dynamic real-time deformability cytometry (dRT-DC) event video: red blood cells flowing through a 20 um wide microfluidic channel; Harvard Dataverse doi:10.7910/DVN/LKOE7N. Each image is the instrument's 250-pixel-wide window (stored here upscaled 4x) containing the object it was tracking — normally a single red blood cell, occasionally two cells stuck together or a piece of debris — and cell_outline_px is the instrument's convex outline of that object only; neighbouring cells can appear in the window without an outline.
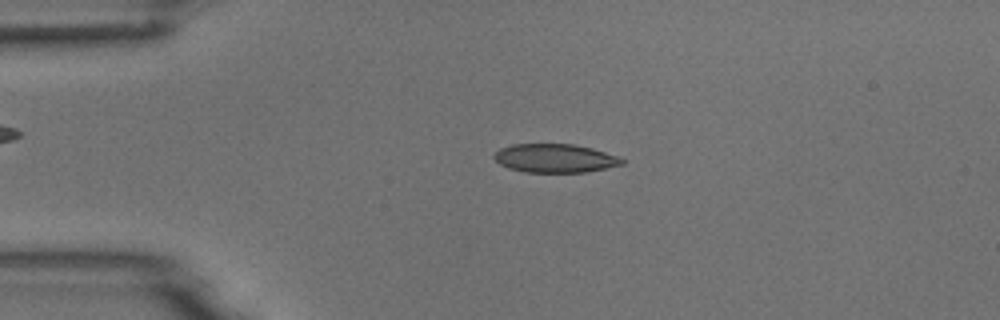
{"species": "common noctule bat (a hibernating species)", "species_latin": "Nyctalus noctula", "temperature_condition": "room temperature", "stored_images_in_passage": 53, "camera_frame_rate_fps": 3000, "um_per_image_px": 0.085, "animal": {"sex": "male", "body_mass_g": 18.8}, "frame": {"image": 1, "passage_image": 11, "time_ms": 3.333, "image_size_px": [1000, 320], "cell_outline_px": [[624, 164], [584, 172], [524, 172], [508, 168], [500, 164], [492, 156], [500, 148], [512, 144], [572, 144], [592, 148], [616, 156], [624, 160]], "centroid_in_image_um": [47.13, 13.45], "position_along_channel_um": 37.9, "area_um2": 21.15}}
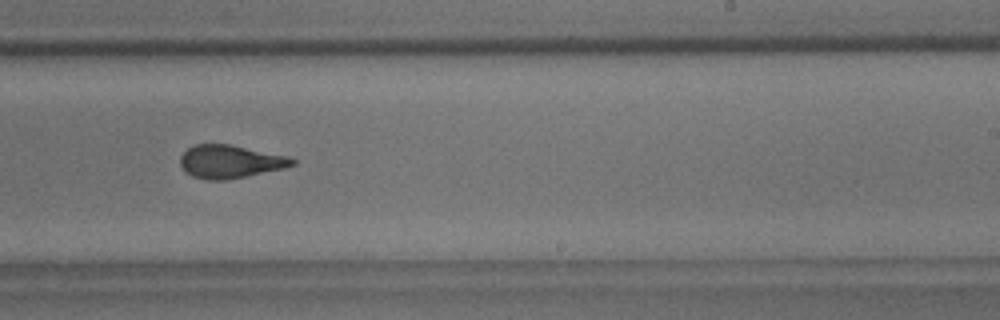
{"frame": {"image": 2, "passage_image": 32, "time_ms": 10.333, "image_size_px": [1000, 320], "cell_outline_px": [[296, 164], [284, 168], [224, 180], [204, 180], [192, 176], [180, 164], [180, 156], [192, 144], [232, 144], [288, 156], [296, 160]], "centroid_in_image_um": [19.56, 13.72], "position_along_channel_um": 269.4, "area_um2": 21.56}}
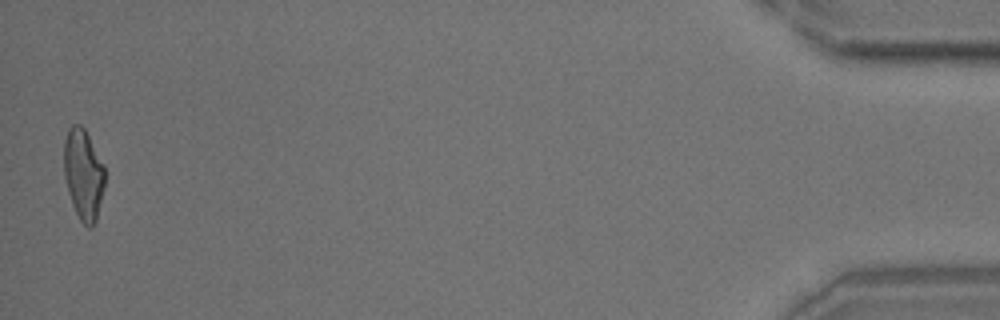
{"frame": {"image": 3, "passage_image": 52, "time_ms": 17.0, "image_size_px": [1000, 320], "cell_outline_px": [[104, 188], [96, 220], [92, 228], [88, 228], [80, 220], [72, 204], [68, 192], [64, 176], [64, 140], [68, 128], [72, 124], [80, 124], [84, 128], [104, 164]], "centroid_in_image_um": [7.08, 14.81], "position_along_channel_um": 428.1, "area_um2": 21.68}, "authors_computed_cell_mechanics": {"area_um2": 21.9062, "velocity_mm_per_s": 3.7479, "shape_relaxation_time_tau1_ms": 4.9721, "shape_relaxation_time_tau2_ms": 1.4339, "deformation_change_tau1": 0.1673, "deformation_change_tau2": 0.0736}}